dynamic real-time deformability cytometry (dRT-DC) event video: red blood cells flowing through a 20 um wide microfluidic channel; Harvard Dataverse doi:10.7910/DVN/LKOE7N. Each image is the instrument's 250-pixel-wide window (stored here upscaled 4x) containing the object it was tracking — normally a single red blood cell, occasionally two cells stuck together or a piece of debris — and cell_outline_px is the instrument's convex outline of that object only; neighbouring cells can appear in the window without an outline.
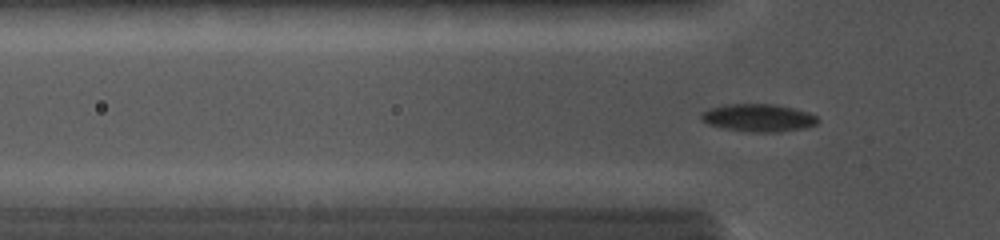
{"species": "common noctule bat (a hibernating species)", "species_latin": "Nyctalus noctula", "temperature_condition": "cold", "stored_images_in_passage": 57, "camera_frame_rate_fps": 5000, "um_per_image_px": 0.085, "animal": {"sex": "female", "body_mass_g": 19.0, "forearm_length_mm": 56.7}, "frame": {"image": 1, "passage_image": 19, "time_ms": 4.2, "image_size_px": [1000, 240], "cell_outline_px": [[820, 120], [816, 124], [804, 128], [780, 132], [756, 132], [724, 128], [708, 124], [700, 120], [700, 112], [708, 108], [728, 104], [776, 104], [808, 112], [816, 116]], "centroid_in_image_um": [64.44, 10.01], "position_along_channel_um": 61.4, "area_um2": 18.84}}
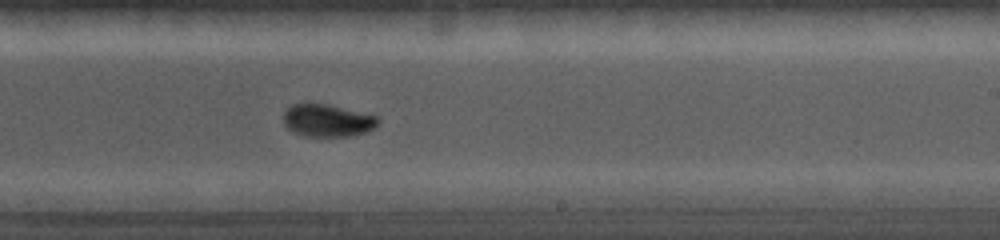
{"frame": {"image": 2, "passage_image": 42, "time_ms": 8.8, "image_size_px": [1000, 240], "cell_outline_px": [[380, 120], [368, 132], [352, 136], [304, 136], [288, 128], [284, 124], [284, 112], [292, 104], [328, 104], [376, 116]], "centroid_in_image_um": [27.84, 10.25], "position_along_channel_um": 261.2, "area_um2": 17.63}}
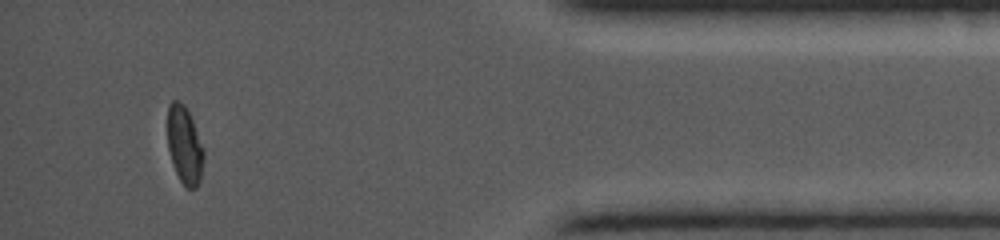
{"frame": {"image": 3, "passage_image": 53, "time_ms": 13.2, "image_size_px": [1000, 240], "cell_outline_px": [[204, 156], [200, 180], [196, 188], [188, 188], [180, 180], [172, 164], [168, 148], [168, 104], [172, 100], [180, 100], [184, 104], [192, 120], [204, 148]], "centroid_in_image_um": [15.69, 12.32], "position_along_channel_um": 419.5, "area_um2": 16.36}}